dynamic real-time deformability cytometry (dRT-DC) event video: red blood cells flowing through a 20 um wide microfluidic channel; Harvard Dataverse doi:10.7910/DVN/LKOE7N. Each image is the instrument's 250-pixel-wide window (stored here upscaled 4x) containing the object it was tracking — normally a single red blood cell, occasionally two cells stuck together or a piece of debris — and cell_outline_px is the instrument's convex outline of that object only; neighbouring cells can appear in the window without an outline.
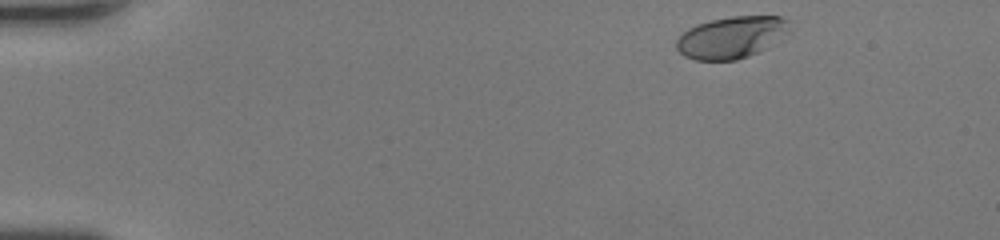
{"species": "human", "species_latin": "Homo sapiens", "temperature_condition": "room temperature", "stored_images_in_passage": 44, "camera_frame_rate_fps": 3000, "um_per_image_px": 0.085, "donor": {"sex": "female"}, "frame": {"image": 1, "passage_image": 2, "time_ms": 0.333, "image_size_px": [1000, 240], "cell_outline_px": [[788, 32], [768, 48], [748, 56], [736, 60], [696, 60], [684, 56], [676, 48], [676, 40], [688, 28], [696, 24], [712, 20], [732, 16], [780, 16], [788, 20]], "centroid_in_image_um": [62.16, 3.17], "position_along_channel_um": 22.8, "area_um2": 27.51}}
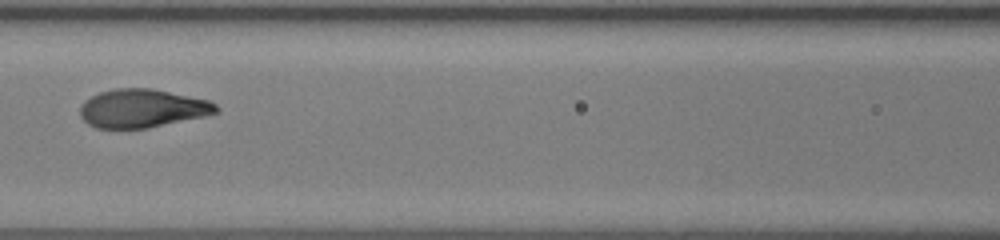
{"frame": {"image": 2, "passage_image": 19, "time_ms": 6.0, "image_size_px": [1000, 240], "cell_outline_px": [[220, 112], [204, 116], [148, 128], [96, 128], [88, 124], [80, 116], [80, 108], [84, 100], [100, 92], [116, 88], [152, 88], [208, 100], [216, 104], [220, 108]], "centroid_in_image_um": [12.1, 9.21], "position_along_channel_um": 154.5, "area_um2": 30.46}}
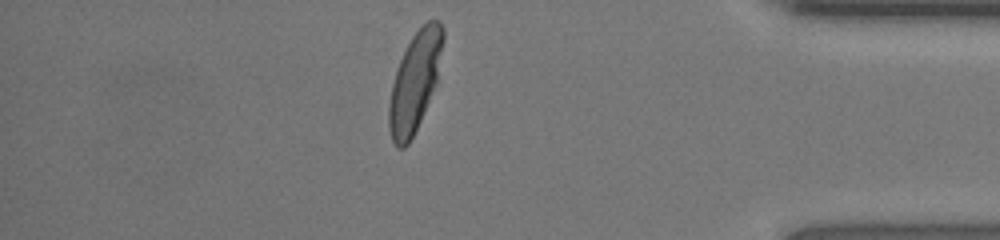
{"frame": {"image": 3, "passage_image": 38, "time_ms": 12.333, "image_size_px": [1000, 240], "cell_outline_px": [[444, 40], [436, 84], [420, 120], [408, 144], [404, 148], [396, 148], [392, 140], [388, 128], [388, 104], [392, 84], [396, 68], [412, 36], [428, 20], [440, 20], [444, 28]], "centroid_in_image_um": [35.25, 6.94], "position_along_channel_um": 399.9, "area_um2": 31.04}, "authors_computed_cell_mechanics": {"area_um2": 30.9519, "velocity_mm_per_s": 4.3459, "shape_relaxation_time_tau1_ms": 2.9897, "shape_relaxation_time_tau2_ms": null, "deformation_change_tau1": 0.184, "deformation_change_tau2": null}}